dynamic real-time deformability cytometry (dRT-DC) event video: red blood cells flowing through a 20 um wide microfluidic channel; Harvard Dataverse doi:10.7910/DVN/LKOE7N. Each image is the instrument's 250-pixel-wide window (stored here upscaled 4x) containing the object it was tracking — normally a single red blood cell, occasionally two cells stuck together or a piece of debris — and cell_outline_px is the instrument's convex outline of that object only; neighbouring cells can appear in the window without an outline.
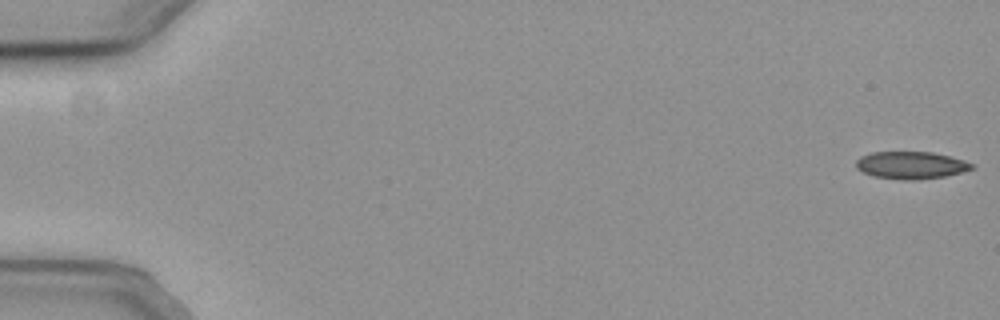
{"species": "common noctule bat (a hibernating species)", "species_latin": "Nyctalus noctula", "temperature_condition": "cold", "stored_images_in_passage": 3, "camera_frame_rate_fps": 3000, "um_per_image_px": 0.085, "animal": {"sex": "female", "body_mass_g": 19.3, "forearm_length_mm": 54.1}, "frame": {"image": 1, "passage_image": 1, "time_ms": 0.0, "image_size_px": [1000, 320], "cell_outline_px": [[976, 164], [972, 168], [960, 172], [944, 176], [916, 180], [900, 180], [872, 176], [856, 168], [856, 160], [860, 156], [872, 152], [932, 152], [964, 160]], "centroid_in_image_um": [77.4, 14.04], "position_along_channel_um": 7.6, "area_um2": 18.44}}